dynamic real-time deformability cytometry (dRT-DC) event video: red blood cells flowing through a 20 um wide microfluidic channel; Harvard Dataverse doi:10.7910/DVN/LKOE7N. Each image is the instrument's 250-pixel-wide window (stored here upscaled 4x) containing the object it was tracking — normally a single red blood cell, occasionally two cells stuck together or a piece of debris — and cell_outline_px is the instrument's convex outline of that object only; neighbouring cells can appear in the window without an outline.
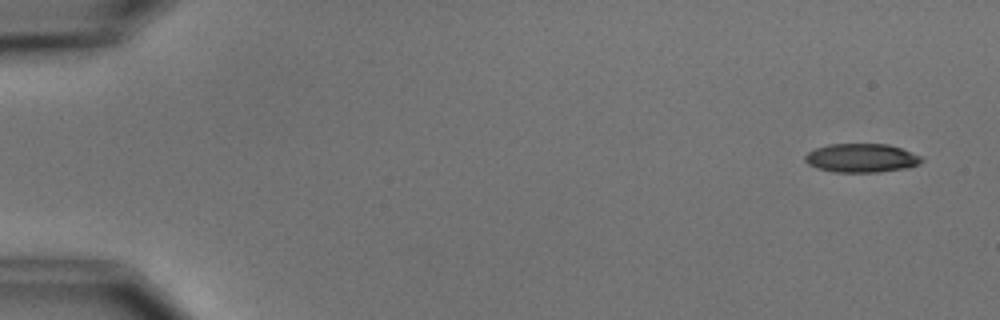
{"species": "common noctule bat (a hibernating species)", "species_latin": "Nyctalus noctula", "temperature_condition": "cold", "stored_images_in_passage": 5, "camera_frame_rate_fps": 3000, "um_per_image_px": 0.085, "animal": {"sex": "male", "body_mass_g": 15.6}, "frame": {"image": 1, "passage_image": 1, "time_ms": 0.0, "image_size_px": [1000, 320], "cell_outline_px": [[924, 160], [920, 164], [908, 168], [876, 172], [836, 172], [816, 168], [808, 164], [804, 160], [804, 156], [808, 152], [816, 148], [828, 144], [888, 144], [924, 156]], "centroid_in_image_um": [73.25, 13.43], "position_along_channel_um": 11.7, "area_um2": 19.71}}
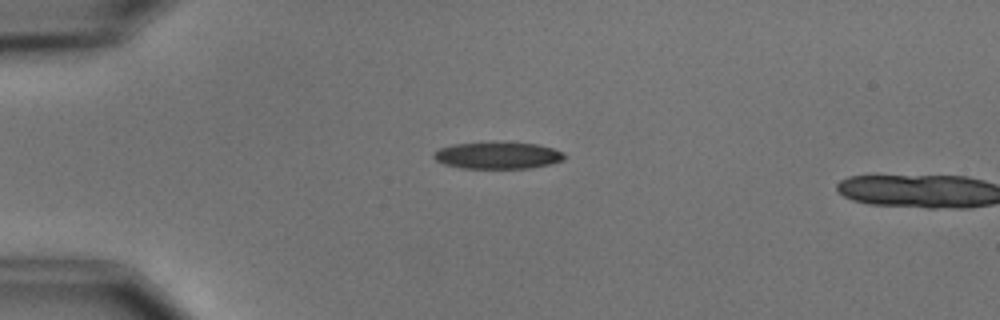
{"frame": {"image": 2, "passage_image": 4, "time_ms": 3.667, "image_size_px": [1000, 320], "cell_outline_px": [[568, 156], [564, 160], [552, 164], [528, 168], [460, 168], [444, 164], [436, 160], [432, 156], [432, 152], [440, 148], [452, 144], [504, 140], [536, 144], [552, 148], [564, 152]], "centroid_in_image_um": [42.32, 13.18], "position_along_channel_um": 42.7, "area_um2": 21.21}}